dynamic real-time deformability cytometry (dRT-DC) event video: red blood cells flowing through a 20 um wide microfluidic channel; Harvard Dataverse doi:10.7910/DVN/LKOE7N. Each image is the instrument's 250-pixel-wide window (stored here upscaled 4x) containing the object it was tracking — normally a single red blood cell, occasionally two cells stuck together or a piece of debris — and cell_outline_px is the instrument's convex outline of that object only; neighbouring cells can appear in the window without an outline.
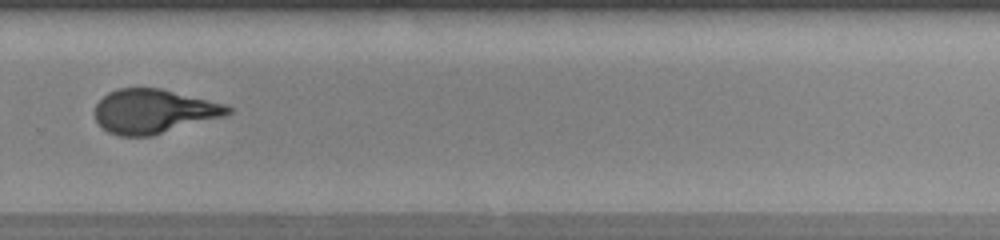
{"species": "human", "species_latin": "Homo sapiens", "temperature_condition": "warm", "stored_images_in_passage": 35, "camera_frame_rate_fps": 3000, "um_per_image_px": 0.085, "donor": {"sex": "female"}, "frame": {"image": 1, "passage_image": 20, "time_ms": 6.333, "image_size_px": [1000, 240], "cell_outline_px": [[232, 112], [224, 116], [152, 136], [120, 136], [108, 132], [96, 120], [92, 112], [96, 104], [108, 92], [120, 88], [160, 88], [228, 104], [232, 108]], "centroid_in_image_um": [13.06, 9.46], "position_along_channel_um": 316.7, "area_um2": 34.39}}
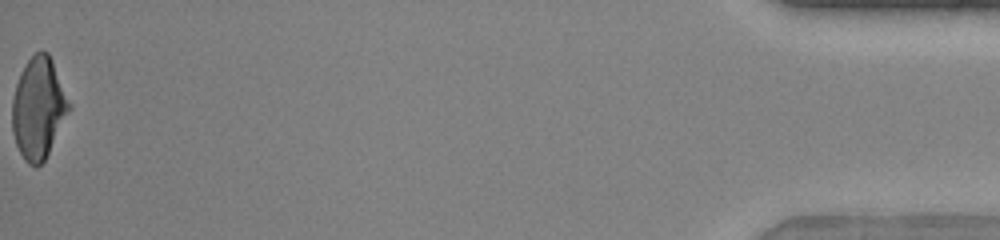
{"frame": {"image": 2, "passage_image": 35, "time_ms": 11.333, "image_size_px": [1000, 240], "cell_outline_px": [[72, 108], [44, 160], [40, 164], [28, 164], [24, 160], [16, 144], [12, 132], [12, 100], [16, 84], [20, 72], [28, 60], [40, 48], [48, 52], [52, 60], [72, 104]], "centroid_in_image_um": [3.28, 9.15], "position_along_channel_um": 431.9, "area_um2": 33.7}, "authors_computed_cell_mechanics": {"area_um2": 34.969, "velocity_mm_per_s": 4.1558, "shape_relaxation_time_tau1_ms": 6.6151, "shape_relaxation_time_tau2_ms": 0.9679, "deformation_change_tau1": 0.2476, "deformation_change_tau2": 0.081}}